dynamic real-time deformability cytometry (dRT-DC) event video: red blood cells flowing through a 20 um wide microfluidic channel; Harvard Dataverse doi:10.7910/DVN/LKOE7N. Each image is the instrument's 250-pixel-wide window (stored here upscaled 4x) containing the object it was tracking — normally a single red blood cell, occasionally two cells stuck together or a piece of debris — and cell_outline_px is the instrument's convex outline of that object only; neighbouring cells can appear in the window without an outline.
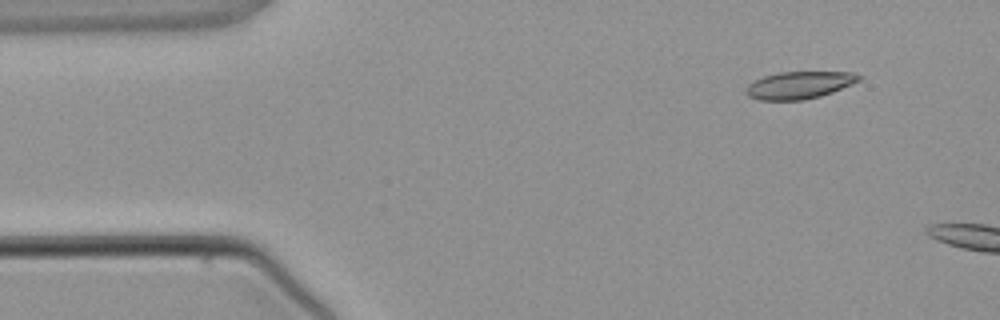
{"species": "common noctule bat (a hibernating species)", "species_latin": "Nyctalus noctula", "temperature_condition": "warm", "stored_images_in_passage": 4, "camera_frame_rate_fps": 3000, "um_per_image_px": 0.085, "animal": {"sex": "male", "body_mass_g": 21.5, "forearm_length_mm": 52.0}, "frame": {"image": 1, "passage_image": 1, "time_ms": 0.0, "image_size_px": [1000, 320], "cell_outline_px": [[860, 80], [852, 84], [832, 92], [820, 96], [804, 100], [760, 100], [748, 96], [744, 92], [748, 84], [764, 76], [780, 72], [852, 72], [860, 76]], "centroid_in_image_um": [67.91, 7.24], "position_along_channel_um": 17.1, "area_um2": 17.86}}